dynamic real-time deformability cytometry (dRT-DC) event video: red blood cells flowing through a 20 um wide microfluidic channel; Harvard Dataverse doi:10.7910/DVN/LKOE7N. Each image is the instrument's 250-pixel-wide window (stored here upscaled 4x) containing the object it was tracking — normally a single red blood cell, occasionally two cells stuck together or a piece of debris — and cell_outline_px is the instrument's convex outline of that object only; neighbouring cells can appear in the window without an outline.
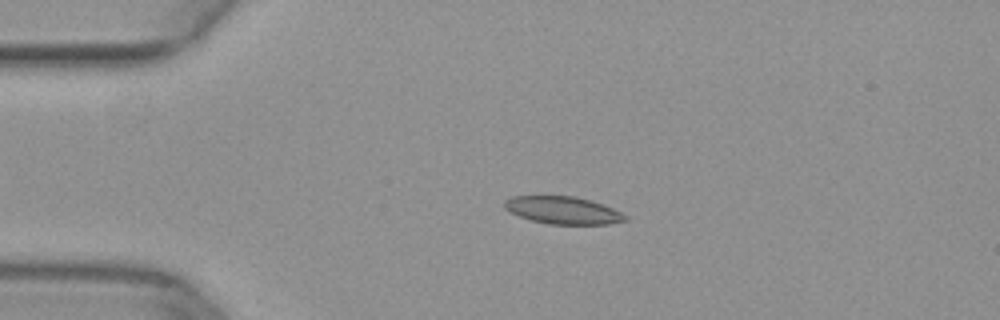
{"species": "common noctule bat (a hibernating species)", "species_latin": "Nyctalus noctula", "temperature_condition": "warm", "stored_images_in_passage": 50, "camera_frame_rate_fps": 3000, "um_per_image_px": 0.085, "animal": {"sex": "female", "body_mass_g": 29.2, "forearm_length_mm": 56.3}, "frame": {"image": 1, "passage_image": 11, "time_ms": 3.333, "image_size_px": [1000, 320], "cell_outline_px": [[628, 220], [608, 224], [548, 224], [532, 220], [520, 216], [504, 208], [504, 200], [512, 196], [576, 196], [604, 204], [628, 216]], "centroid_in_image_um": [47.87, 17.87], "position_along_channel_um": 37.1, "area_um2": 19.31}}
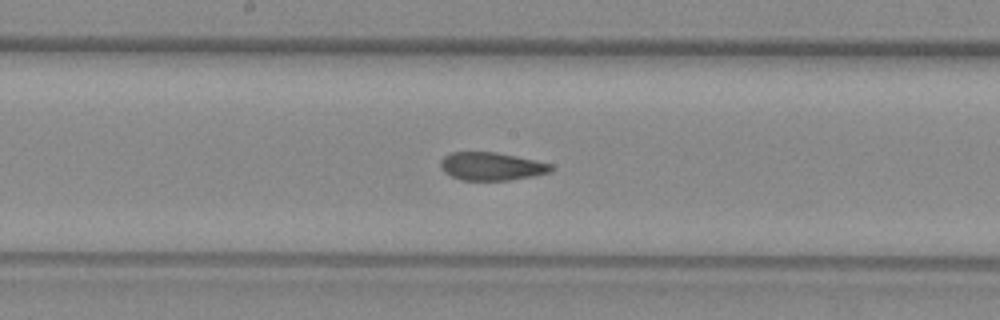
{"frame": {"image": 2, "passage_image": 26, "time_ms": 8.333, "image_size_px": [1000, 320], "cell_outline_px": [[552, 172], [532, 176], [508, 180], [460, 180], [444, 172], [440, 168], [440, 160], [444, 156], [452, 152], [496, 152], [516, 156], [552, 164]], "centroid_in_image_um": [41.75, 14.14], "position_along_channel_um": 206.5, "area_um2": 18.03}}
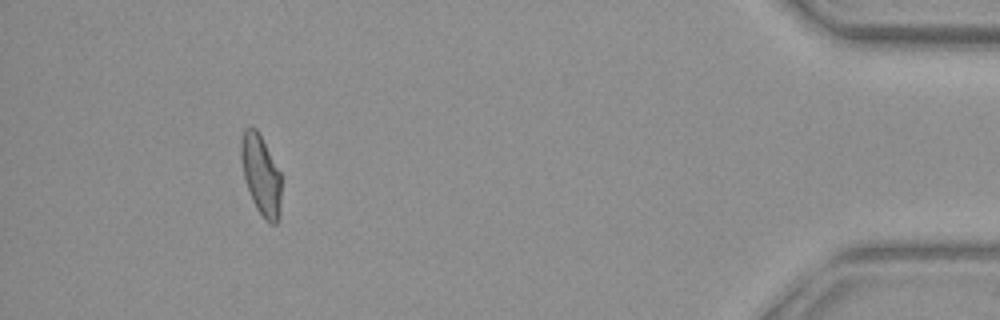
{"frame": {"image": 3, "passage_image": 46, "time_ms": 15.0, "image_size_px": [1000, 320], "cell_outline_px": [[280, 216], [276, 224], [268, 224], [264, 220], [256, 208], [252, 200], [244, 176], [240, 156], [240, 140], [244, 128], [252, 124], [256, 128], [280, 172]], "centroid_in_image_um": [22.16, 14.87], "position_along_channel_um": 413.0, "area_um2": 18.84}}